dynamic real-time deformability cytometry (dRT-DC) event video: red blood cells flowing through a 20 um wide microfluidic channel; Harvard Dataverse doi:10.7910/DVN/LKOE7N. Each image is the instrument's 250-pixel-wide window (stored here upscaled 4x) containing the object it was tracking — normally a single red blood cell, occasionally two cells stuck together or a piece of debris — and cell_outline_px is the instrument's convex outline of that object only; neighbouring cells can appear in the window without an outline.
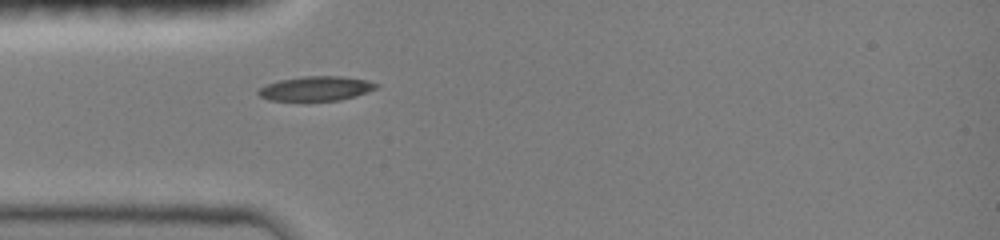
{"species": "common noctule bat (a hibernating species)", "species_latin": "Nyctalus noctula", "temperature_condition": "room temperature", "stored_images_in_passage": 29, "camera_frame_rate_fps": 3000, "um_per_image_px": 0.085, "animal": {"sex": "female", "body_mass_g": 19.0, "forearm_length_mm": 51.5}, "frame": {"image": 1, "passage_image": 1, "time_ms": 0.0, "image_size_px": [1000, 240], "cell_outline_px": [[380, 84], [376, 88], [356, 96], [340, 100], [304, 104], [268, 100], [260, 96], [256, 92], [260, 88], [268, 84], [280, 80], [304, 76], [340, 76], [368, 80]], "centroid_in_image_um": [26.82, 7.58], "position_along_channel_um": 58.2, "area_um2": 17.69}}
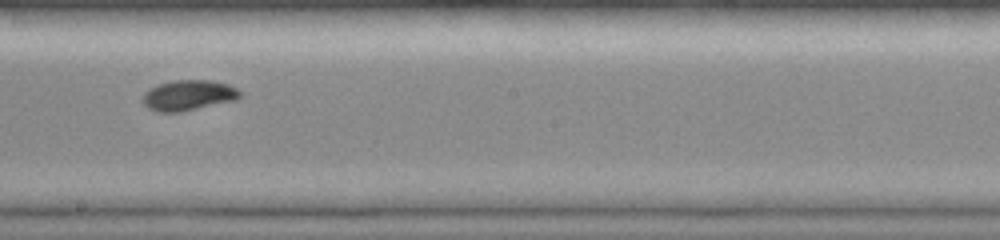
{"frame": {"image": 2, "passage_image": 13, "time_ms": 4.0, "image_size_px": [1000, 240], "cell_outline_px": [[240, 96], [236, 100], [180, 112], [156, 112], [148, 108], [140, 100], [144, 92], [148, 88], [156, 84], [172, 80], [212, 80], [228, 84], [236, 88], [240, 92]], "centroid_in_image_um": [15.95, 8.09], "position_along_channel_um": 232.2, "area_um2": 17.51}}
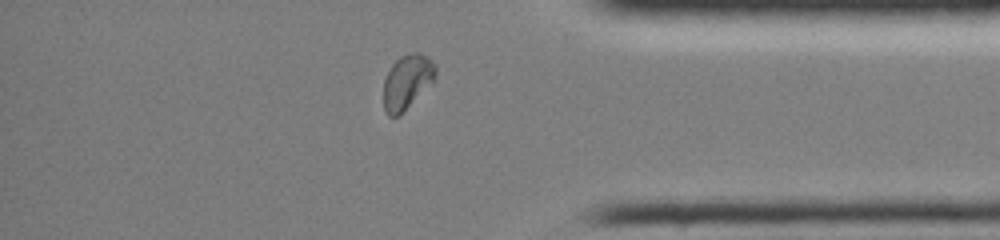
{"frame": {"image": 3, "passage_image": 25, "time_ms": 8.0, "image_size_px": [1000, 240], "cell_outline_px": [[436, 72], [432, 84], [400, 116], [388, 116], [384, 112], [384, 80], [392, 64], [400, 56], [412, 52], [420, 52], [428, 56], [436, 64]], "centroid_in_image_um": [34.62, 6.96], "position_along_channel_um": 400.6, "area_um2": 16.82}, "authors_computed_cell_mechanics": {"area_um2": 16.5886, "velocity_mm_per_s": 4.0816, "shape_relaxation_time_tau1_ms": 2.8463, "shape_relaxation_time_tau2_ms": 2.892, "deformation_change_tau1": 0.1442, "deformation_change_tau2": 0.0581}}